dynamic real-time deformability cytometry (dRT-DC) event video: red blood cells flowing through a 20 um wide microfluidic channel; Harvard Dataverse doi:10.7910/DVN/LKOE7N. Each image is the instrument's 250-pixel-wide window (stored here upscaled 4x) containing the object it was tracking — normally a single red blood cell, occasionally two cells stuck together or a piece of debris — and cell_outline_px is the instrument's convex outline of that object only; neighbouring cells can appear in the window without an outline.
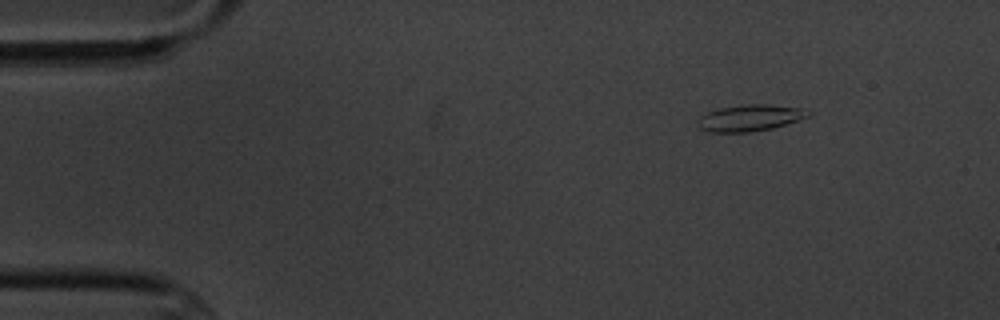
{"species": "common noctule bat (a hibernating species)", "species_latin": "Nyctalus noctula", "temperature_condition": "cold", "stored_images_in_passage": 4, "segment_of_instrument_passage": [1, 2], "camera_frame_rate_fps": 3000, "um_per_image_px": 0.085, "animal": {"sex": "male", "body_mass_g": 20.1, "forearm_length_mm": 53.5}, "frame": {"image": 1, "passage_image": 1, "time_ms": 0.0, "image_size_px": [1000, 320], "cell_outline_px": [[812, 116], [772, 128], [748, 132], [708, 132], [700, 128], [696, 124], [696, 120], [700, 116], [708, 112], [720, 108], [740, 104], [768, 104], [800, 108], [812, 112]], "centroid_in_image_um": [63.73, 10.01], "position_along_channel_um": 21.3, "area_um2": 17.17}}